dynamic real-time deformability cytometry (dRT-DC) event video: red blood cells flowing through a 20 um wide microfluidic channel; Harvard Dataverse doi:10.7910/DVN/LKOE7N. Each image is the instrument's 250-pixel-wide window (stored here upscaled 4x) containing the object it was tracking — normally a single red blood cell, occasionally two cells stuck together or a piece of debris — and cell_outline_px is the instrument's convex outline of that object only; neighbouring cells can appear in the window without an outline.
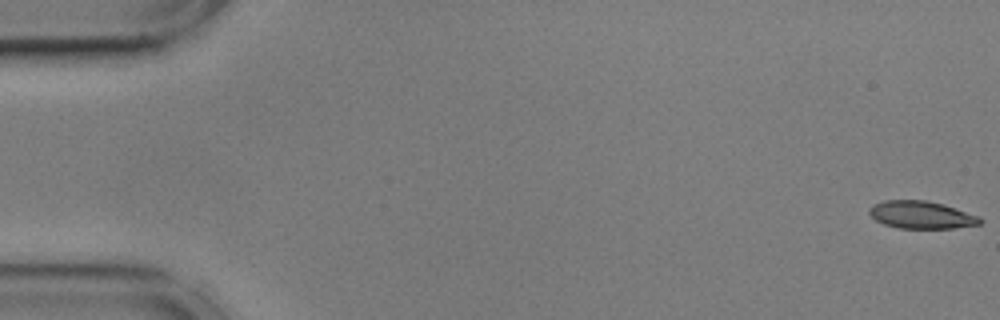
{"species": "common noctule bat (a hibernating species)", "species_latin": "Nyctalus noctula", "temperature_condition": "cold", "stored_images_in_passage": 6, "camera_frame_rate_fps": 3000, "um_per_image_px": 0.085, "animal": {"sex": "male", "body_mass_g": 17.9, "forearm_length_mm": 54.2}, "frame": {"image": 1, "passage_image": 1, "time_ms": 0.0, "image_size_px": [1000, 320], "cell_outline_px": [[984, 220], [980, 224], [952, 228], [900, 228], [884, 224], [876, 220], [868, 212], [868, 208], [884, 200], [924, 200], [944, 204], [980, 216]], "centroid_in_image_um": [78.34, 18.26], "position_along_channel_um": 6.7, "area_um2": 17.74}}